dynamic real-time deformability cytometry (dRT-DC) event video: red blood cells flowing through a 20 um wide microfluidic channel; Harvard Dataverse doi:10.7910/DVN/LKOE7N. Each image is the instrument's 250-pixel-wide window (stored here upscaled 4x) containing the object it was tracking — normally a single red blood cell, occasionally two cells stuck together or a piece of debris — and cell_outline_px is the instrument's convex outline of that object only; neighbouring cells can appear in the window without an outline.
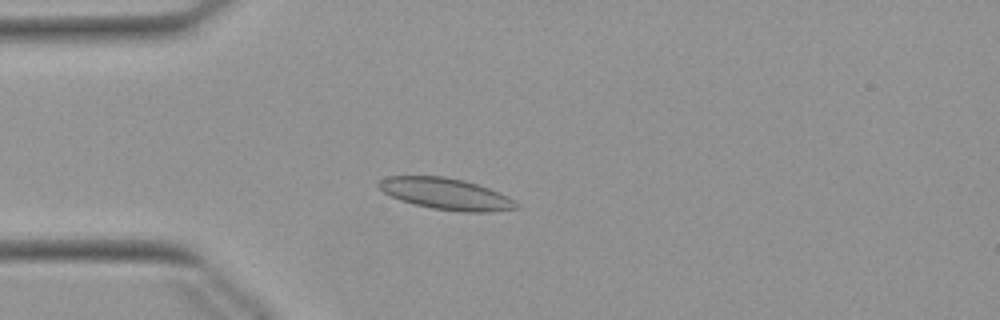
{"species": "Egyptian fruit bat (a non-hibernating species)", "species_latin": "Rousettus aegyptiacus", "temperature_condition": "warm", "stored_images_in_passage": 46, "camera_frame_rate_fps": 3000, "um_per_image_px": 0.085, "animal": {"sex": "female"}, "frame": {"image": 1, "passage_image": 13, "time_ms": 4.0, "image_size_px": [1000, 320], "cell_outline_px": [[520, 208], [492, 212], [460, 212], [432, 208], [412, 204], [400, 200], [384, 192], [376, 184], [376, 180], [388, 176], [444, 176], [464, 180], [488, 188], [520, 204]], "centroid_in_image_um": [37.86, 16.48], "position_along_channel_um": 47.1, "area_um2": 25.2}}
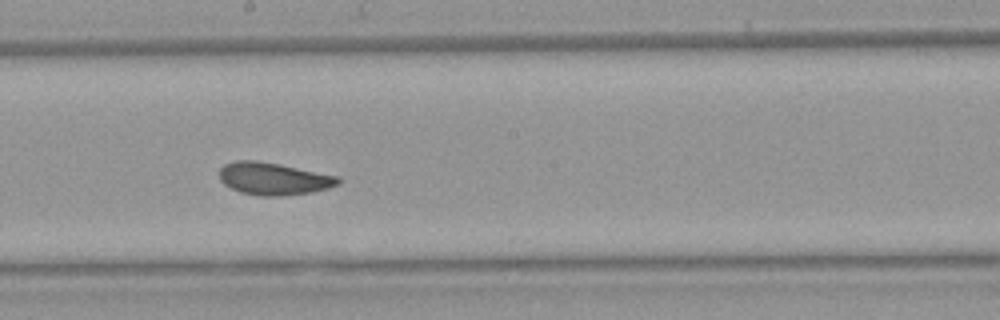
{"frame": {"image": 2, "passage_image": 28, "time_ms": 9.0, "image_size_px": [1000, 320], "cell_outline_px": [[340, 184], [328, 188], [312, 192], [280, 196], [260, 196], [240, 192], [224, 184], [220, 180], [220, 168], [224, 164], [236, 160], [256, 160], [340, 176]], "centroid_in_image_um": [23.26, 15.19], "position_along_channel_um": 224.9, "area_um2": 22.37}}
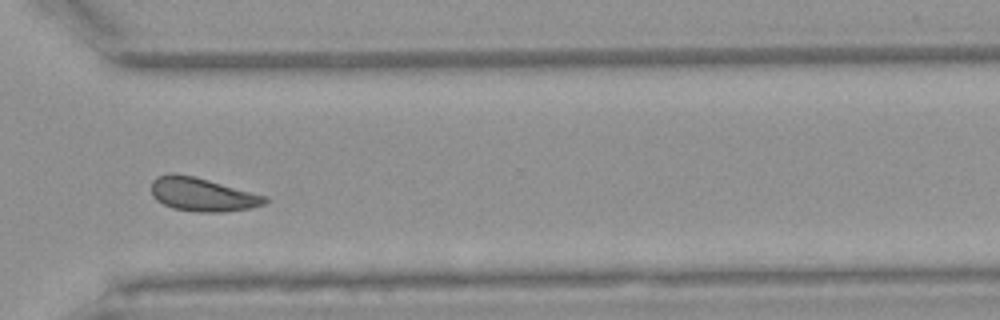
{"frame": {"image": 3, "passage_image": 38, "time_ms": 12.333, "image_size_px": [1000, 320], "cell_outline_px": [[268, 200], [264, 204], [248, 208], [224, 212], [196, 212], [172, 208], [156, 200], [152, 196], [152, 180], [156, 176], [172, 172], [196, 176], [268, 196]], "centroid_in_image_um": [17.18, 16.51], "position_along_channel_um": 353.4, "area_um2": 22.48}, "authors_computed_cell_mechanics": {"area_um2": 22.3975, "velocity_mm_per_s": 3.8415, "shape_relaxation_time_tau1_ms": 4.6684, "shape_relaxation_time_tau2_ms": 1.7481, "deformation_change_tau1": 0.1072, "deformation_change_tau2": 0.0555}}